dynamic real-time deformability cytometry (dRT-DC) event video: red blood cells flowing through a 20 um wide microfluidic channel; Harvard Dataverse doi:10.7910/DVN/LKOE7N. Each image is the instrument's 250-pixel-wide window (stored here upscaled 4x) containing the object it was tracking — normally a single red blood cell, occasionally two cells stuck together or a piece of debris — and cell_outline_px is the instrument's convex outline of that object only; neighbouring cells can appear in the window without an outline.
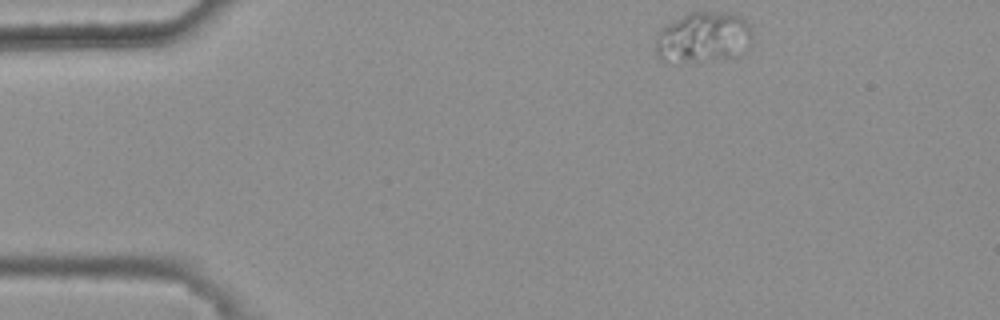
{"species": "common noctule bat (a hibernating species)", "species_latin": "Nyctalus noctula", "temperature_condition": "warm", "stored_images_in_passage": 44, "camera_frame_rate_fps": 3000, "um_per_image_px": 0.085, "animal": {"sex": "female", "body_mass_g": 25.1}, "frame": {"image": 1, "passage_image": 1, "time_ms": 0.0, "image_size_px": [1000, 320], "cell_outline_px": [[752, 40], [732, 56], [668, 64], [660, 60], [656, 56], [656, 36], [668, 24], [688, 12], [736, 12], [748, 24], [752, 32]], "centroid_in_image_um": [59.72, 3.15], "position_along_channel_um": 25.3, "area_um2": 28.21}}
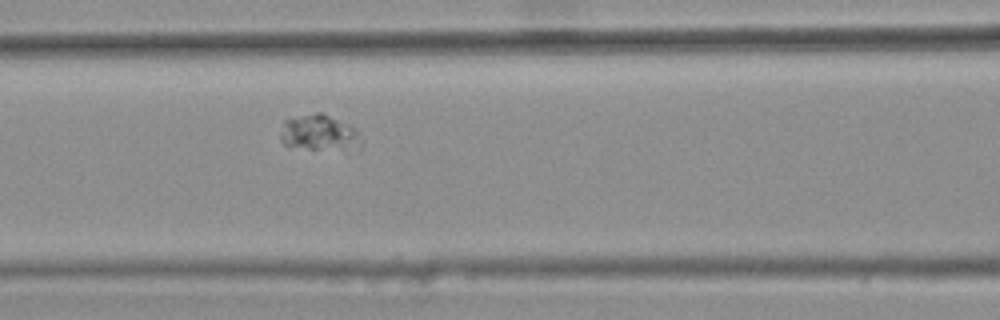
{"frame": {"image": 2, "passage_image": 16, "time_ms": 5.0, "image_size_px": [1000, 320], "cell_outline_px": [[360, 148], [288, 148], [280, 140], [280, 136], [284, 120], [316, 112], [320, 112], [348, 124], [356, 128], [360, 132]], "centroid_in_image_um": [27.1, 11.28], "position_along_channel_um": 139.5, "area_um2": 16.65}}
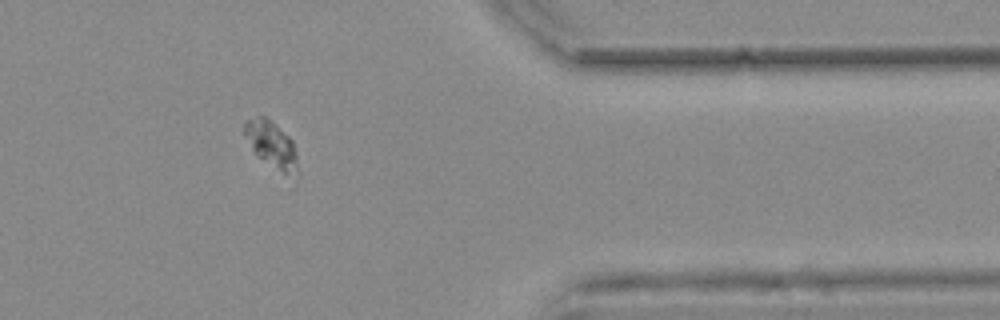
{"frame": {"image": 3, "passage_image": 38, "time_ms": 12.333, "image_size_px": [1000, 320], "cell_outline_px": [[300, 176], [296, 184], [256, 156], [252, 152], [244, 132], [244, 124], [248, 120], [260, 116], [264, 116], [272, 120], [292, 140], [296, 156]], "centroid_in_image_um": [23.16, 12.44], "position_along_channel_um": 388.2, "area_um2": 15.2}}